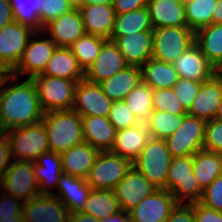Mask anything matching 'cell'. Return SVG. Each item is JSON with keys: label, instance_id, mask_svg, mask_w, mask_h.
Wrapping results in <instances>:
<instances>
[{"label": "cell", "instance_id": "obj_1", "mask_svg": "<svg viewBox=\"0 0 222 222\" xmlns=\"http://www.w3.org/2000/svg\"><path fill=\"white\" fill-rule=\"evenodd\" d=\"M43 115L32 79L0 89V132L33 125L42 121Z\"/></svg>", "mask_w": 222, "mask_h": 222}, {"label": "cell", "instance_id": "obj_2", "mask_svg": "<svg viewBox=\"0 0 222 222\" xmlns=\"http://www.w3.org/2000/svg\"><path fill=\"white\" fill-rule=\"evenodd\" d=\"M44 122L51 152L61 155L71 147L84 142L82 117L74 110L44 113Z\"/></svg>", "mask_w": 222, "mask_h": 222}, {"label": "cell", "instance_id": "obj_3", "mask_svg": "<svg viewBox=\"0 0 222 222\" xmlns=\"http://www.w3.org/2000/svg\"><path fill=\"white\" fill-rule=\"evenodd\" d=\"M172 158L165 139L150 137L132 166L157 189H166Z\"/></svg>", "mask_w": 222, "mask_h": 222}, {"label": "cell", "instance_id": "obj_4", "mask_svg": "<svg viewBox=\"0 0 222 222\" xmlns=\"http://www.w3.org/2000/svg\"><path fill=\"white\" fill-rule=\"evenodd\" d=\"M12 159L35 162L37 158L50 151L47 131L43 121L33 125L21 126L5 131Z\"/></svg>", "mask_w": 222, "mask_h": 222}, {"label": "cell", "instance_id": "obj_5", "mask_svg": "<svg viewBox=\"0 0 222 222\" xmlns=\"http://www.w3.org/2000/svg\"><path fill=\"white\" fill-rule=\"evenodd\" d=\"M31 79L44 113L72 109L78 82L49 75H36Z\"/></svg>", "mask_w": 222, "mask_h": 222}, {"label": "cell", "instance_id": "obj_6", "mask_svg": "<svg viewBox=\"0 0 222 222\" xmlns=\"http://www.w3.org/2000/svg\"><path fill=\"white\" fill-rule=\"evenodd\" d=\"M166 190L178 203L185 199L188 204L200 202L203 190L193 174V156L173 157L166 181Z\"/></svg>", "mask_w": 222, "mask_h": 222}, {"label": "cell", "instance_id": "obj_7", "mask_svg": "<svg viewBox=\"0 0 222 222\" xmlns=\"http://www.w3.org/2000/svg\"><path fill=\"white\" fill-rule=\"evenodd\" d=\"M131 167L130 160L111 151H100L85 181L91 189L113 190Z\"/></svg>", "mask_w": 222, "mask_h": 222}, {"label": "cell", "instance_id": "obj_8", "mask_svg": "<svg viewBox=\"0 0 222 222\" xmlns=\"http://www.w3.org/2000/svg\"><path fill=\"white\" fill-rule=\"evenodd\" d=\"M195 42V32L187 26L153 29L152 58L173 64Z\"/></svg>", "mask_w": 222, "mask_h": 222}, {"label": "cell", "instance_id": "obj_9", "mask_svg": "<svg viewBox=\"0 0 222 222\" xmlns=\"http://www.w3.org/2000/svg\"><path fill=\"white\" fill-rule=\"evenodd\" d=\"M206 121L185 114L182 124L165 139L172 157L193 156L203 149Z\"/></svg>", "mask_w": 222, "mask_h": 222}, {"label": "cell", "instance_id": "obj_10", "mask_svg": "<svg viewBox=\"0 0 222 222\" xmlns=\"http://www.w3.org/2000/svg\"><path fill=\"white\" fill-rule=\"evenodd\" d=\"M6 170L0 186L4 193L26 202L40 194L33 161L13 160Z\"/></svg>", "mask_w": 222, "mask_h": 222}, {"label": "cell", "instance_id": "obj_11", "mask_svg": "<svg viewBox=\"0 0 222 222\" xmlns=\"http://www.w3.org/2000/svg\"><path fill=\"white\" fill-rule=\"evenodd\" d=\"M39 32L12 21L0 29V61L11 72L19 63L29 38Z\"/></svg>", "mask_w": 222, "mask_h": 222}, {"label": "cell", "instance_id": "obj_12", "mask_svg": "<svg viewBox=\"0 0 222 222\" xmlns=\"http://www.w3.org/2000/svg\"><path fill=\"white\" fill-rule=\"evenodd\" d=\"M112 102L98 83L83 79L76 86L72 110L81 117H108Z\"/></svg>", "mask_w": 222, "mask_h": 222}, {"label": "cell", "instance_id": "obj_13", "mask_svg": "<svg viewBox=\"0 0 222 222\" xmlns=\"http://www.w3.org/2000/svg\"><path fill=\"white\" fill-rule=\"evenodd\" d=\"M70 211L53 194H39L24 202V222H68Z\"/></svg>", "mask_w": 222, "mask_h": 222}, {"label": "cell", "instance_id": "obj_14", "mask_svg": "<svg viewBox=\"0 0 222 222\" xmlns=\"http://www.w3.org/2000/svg\"><path fill=\"white\" fill-rule=\"evenodd\" d=\"M156 189L142 173L132 166L113 190L120 209L129 212Z\"/></svg>", "mask_w": 222, "mask_h": 222}, {"label": "cell", "instance_id": "obj_15", "mask_svg": "<svg viewBox=\"0 0 222 222\" xmlns=\"http://www.w3.org/2000/svg\"><path fill=\"white\" fill-rule=\"evenodd\" d=\"M178 202L166 189H156L130 210L132 222H166Z\"/></svg>", "mask_w": 222, "mask_h": 222}, {"label": "cell", "instance_id": "obj_16", "mask_svg": "<svg viewBox=\"0 0 222 222\" xmlns=\"http://www.w3.org/2000/svg\"><path fill=\"white\" fill-rule=\"evenodd\" d=\"M56 47V44L49 38L37 41H30L29 38L19 63L11 71V80H17L18 74H30L28 77L30 79L41 74Z\"/></svg>", "mask_w": 222, "mask_h": 222}, {"label": "cell", "instance_id": "obj_17", "mask_svg": "<svg viewBox=\"0 0 222 222\" xmlns=\"http://www.w3.org/2000/svg\"><path fill=\"white\" fill-rule=\"evenodd\" d=\"M222 99V76L217 72L209 80L201 82L199 92L187 114L209 121L215 119Z\"/></svg>", "mask_w": 222, "mask_h": 222}, {"label": "cell", "instance_id": "obj_18", "mask_svg": "<svg viewBox=\"0 0 222 222\" xmlns=\"http://www.w3.org/2000/svg\"><path fill=\"white\" fill-rule=\"evenodd\" d=\"M128 64L119 52L116 44L111 39H107L100 50L99 55L93 64L85 71V79L92 83H100L106 80Z\"/></svg>", "mask_w": 222, "mask_h": 222}, {"label": "cell", "instance_id": "obj_19", "mask_svg": "<svg viewBox=\"0 0 222 222\" xmlns=\"http://www.w3.org/2000/svg\"><path fill=\"white\" fill-rule=\"evenodd\" d=\"M50 33V39L57 47L69 48L86 34L79 9L57 17L44 26L43 32Z\"/></svg>", "mask_w": 222, "mask_h": 222}, {"label": "cell", "instance_id": "obj_20", "mask_svg": "<svg viewBox=\"0 0 222 222\" xmlns=\"http://www.w3.org/2000/svg\"><path fill=\"white\" fill-rule=\"evenodd\" d=\"M128 65L142 67L152 58L153 31L123 37H111Z\"/></svg>", "mask_w": 222, "mask_h": 222}, {"label": "cell", "instance_id": "obj_21", "mask_svg": "<svg viewBox=\"0 0 222 222\" xmlns=\"http://www.w3.org/2000/svg\"><path fill=\"white\" fill-rule=\"evenodd\" d=\"M173 65L180 78L197 82L207 81L217 73L195 42L177 57Z\"/></svg>", "mask_w": 222, "mask_h": 222}, {"label": "cell", "instance_id": "obj_22", "mask_svg": "<svg viewBox=\"0 0 222 222\" xmlns=\"http://www.w3.org/2000/svg\"><path fill=\"white\" fill-rule=\"evenodd\" d=\"M79 11L86 34L111 38L116 17L112 4L84 5Z\"/></svg>", "mask_w": 222, "mask_h": 222}, {"label": "cell", "instance_id": "obj_23", "mask_svg": "<svg viewBox=\"0 0 222 222\" xmlns=\"http://www.w3.org/2000/svg\"><path fill=\"white\" fill-rule=\"evenodd\" d=\"M149 138V132L143 123L117 130L111 152L133 162L140 155Z\"/></svg>", "mask_w": 222, "mask_h": 222}, {"label": "cell", "instance_id": "obj_24", "mask_svg": "<svg viewBox=\"0 0 222 222\" xmlns=\"http://www.w3.org/2000/svg\"><path fill=\"white\" fill-rule=\"evenodd\" d=\"M99 152L85 141L71 147L60 155L63 173L85 179Z\"/></svg>", "mask_w": 222, "mask_h": 222}, {"label": "cell", "instance_id": "obj_25", "mask_svg": "<svg viewBox=\"0 0 222 222\" xmlns=\"http://www.w3.org/2000/svg\"><path fill=\"white\" fill-rule=\"evenodd\" d=\"M39 75H49L76 82L85 79V72L78 60L71 49L65 47H56L44 71Z\"/></svg>", "mask_w": 222, "mask_h": 222}, {"label": "cell", "instance_id": "obj_26", "mask_svg": "<svg viewBox=\"0 0 222 222\" xmlns=\"http://www.w3.org/2000/svg\"><path fill=\"white\" fill-rule=\"evenodd\" d=\"M57 196L67 207L70 213L81 212L91 190L84 178L62 174L58 181ZM60 192V193H59Z\"/></svg>", "mask_w": 222, "mask_h": 222}, {"label": "cell", "instance_id": "obj_27", "mask_svg": "<svg viewBox=\"0 0 222 222\" xmlns=\"http://www.w3.org/2000/svg\"><path fill=\"white\" fill-rule=\"evenodd\" d=\"M82 125L85 142L99 151H111L117 130L108 117H82Z\"/></svg>", "mask_w": 222, "mask_h": 222}, {"label": "cell", "instance_id": "obj_28", "mask_svg": "<svg viewBox=\"0 0 222 222\" xmlns=\"http://www.w3.org/2000/svg\"><path fill=\"white\" fill-rule=\"evenodd\" d=\"M152 29L187 26L184 0H164L148 3Z\"/></svg>", "mask_w": 222, "mask_h": 222}, {"label": "cell", "instance_id": "obj_29", "mask_svg": "<svg viewBox=\"0 0 222 222\" xmlns=\"http://www.w3.org/2000/svg\"><path fill=\"white\" fill-rule=\"evenodd\" d=\"M142 81L141 67L128 65L112 77L98 83L102 91L112 100H124Z\"/></svg>", "mask_w": 222, "mask_h": 222}, {"label": "cell", "instance_id": "obj_30", "mask_svg": "<svg viewBox=\"0 0 222 222\" xmlns=\"http://www.w3.org/2000/svg\"><path fill=\"white\" fill-rule=\"evenodd\" d=\"M33 167L40 194H53L48 188L57 187L63 174L61 156L51 151L43 153L33 162Z\"/></svg>", "mask_w": 222, "mask_h": 222}, {"label": "cell", "instance_id": "obj_31", "mask_svg": "<svg viewBox=\"0 0 222 222\" xmlns=\"http://www.w3.org/2000/svg\"><path fill=\"white\" fill-rule=\"evenodd\" d=\"M195 43L218 71L222 66V24H209L195 31Z\"/></svg>", "mask_w": 222, "mask_h": 222}, {"label": "cell", "instance_id": "obj_32", "mask_svg": "<svg viewBox=\"0 0 222 222\" xmlns=\"http://www.w3.org/2000/svg\"><path fill=\"white\" fill-rule=\"evenodd\" d=\"M142 81L153 90L173 88L179 80L174 65L151 58L142 67Z\"/></svg>", "mask_w": 222, "mask_h": 222}, {"label": "cell", "instance_id": "obj_33", "mask_svg": "<svg viewBox=\"0 0 222 222\" xmlns=\"http://www.w3.org/2000/svg\"><path fill=\"white\" fill-rule=\"evenodd\" d=\"M193 174L202 190H205L222 174V154L199 150L193 155Z\"/></svg>", "mask_w": 222, "mask_h": 222}, {"label": "cell", "instance_id": "obj_34", "mask_svg": "<svg viewBox=\"0 0 222 222\" xmlns=\"http://www.w3.org/2000/svg\"><path fill=\"white\" fill-rule=\"evenodd\" d=\"M142 31H153L148 7L116 14L111 37H123Z\"/></svg>", "mask_w": 222, "mask_h": 222}, {"label": "cell", "instance_id": "obj_35", "mask_svg": "<svg viewBox=\"0 0 222 222\" xmlns=\"http://www.w3.org/2000/svg\"><path fill=\"white\" fill-rule=\"evenodd\" d=\"M121 211L114 190L91 189L81 212L104 219Z\"/></svg>", "mask_w": 222, "mask_h": 222}, {"label": "cell", "instance_id": "obj_36", "mask_svg": "<svg viewBox=\"0 0 222 222\" xmlns=\"http://www.w3.org/2000/svg\"><path fill=\"white\" fill-rule=\"evenodd\" d=\"M14 21L30 28L33 32H43L40 12L43 0H9Z\"/></svg>", "mask_w": 222, "mask_h": 222}, {"label": "cell", "instance_id": "obj_37", "mask_svg": "<svg viewBox=\"0 0 222 222\" xmlns=\"http://www.w3.org/2000/svg\"><path fill=\"white\" fill-rule=\"evenodd\" d=\"M152 97L153 89L141 81L124 99L140 123L146 124L152 115Z\"/></svg>", "mask_w": 222, "mask_h": 222}, {"label": "cell", "instance_id": "obj_38", "mask_svg": "<svg viewBox=\"0 0 222 222\" xmlns=\"http://www.w3.org/2000/svg\"><path fill=\"white\" fill-rule=\"evenodd\" d=\"M217 0H184L187 27L194 32L212 23Z\"/></svg>", "mask_w": 222, "mask_h": 222}, {"label": "cell", "instance_id": "obj_39", "mask_svg": "<svg viewBox=\"0 0 222 222\" xmlns=\"http://www.w3.org/2000/svg\"><path fill=\"white\" fill-rule=\"evenodd\" d=\"M106 40L100 36L85 34L69 47L84 72L96 60Z\"/></svg>", "mask_w": 222, "mask_h": 222}, {"label": "cell", "instance_id": "obj_40", "mask_svg": "<svg viewBox=\"0 0 222 222\" xmlns=\"http://www.w3.org/2000/svg\"><path fill=\"white\" fill-rule=\"evenodd\" d=\"M184 115L152 111L150 119L145 124L150 137L166 139L182 124Z\"/></svg>", "mask_w": 222, "mask_h": 222}, {"label": "cell", "instance_id": "obj_41", "mask_svg": "<svg viewBox=\"0 0 222 222\" xmlns=\"http://www.w3.org/2000/svg\"><path fill=\"white\" fill-rule=\"evenodd\" d=\"M153 111H165L171 114H187L179 102L173 88L153 90Z\"/></svg>", "mask_w": 222, "mask_h": 222}, {"label": "cell", "instance_id": "obj_42", "mask_svg": "<svg viewBox=\"0 0 222 222\" xmlns=\"http://www.w3.org/2000/svg\"><path fill=\"white\" fill-rule=\"evenodd\" d=\"M108 120L116 130L133 127L140 123L138 118L128 108L124 100L112 102Z\"/></svg>", "mask_w": 222, "mask_h": 222}, {"label": "cell", "instance_id": "obj_43", "mask_svg": "<svg viewBox=\"0 0 222 222\" xmlns=\"http://www.w3.org/2000/svg\"><path fill=\"white\" fill-rule=\"evenodd\" d=\"M203 149L222 154V120L206 121Z\"/></svg>", "mask_w": 222, "mask_h": 222}, {"label": "cell", "instance_id": "obj_44", "mask_svg": "<svg viewBox=\"0 0 222 222\" xmlns=\"http://www.w3.org/2000/svg\"><path fill=\"white\" fill-rule=\"evenodd\" d=\"M200 85L201 82L179 78V80L173 87L175 95L186 111H188L191 107L193 100L199 92Z\"/></svg>", "mask_w": 222, "mask_h": 222}, {"label": "cell", "instance_id": "obj_45", "mask_svg": "<svg viewBox=\"0 0 222 222\" xmlns=\"http://www.w3.org/2000/svg\"><path fill=\"white\" fill-rule=\"evenodd\" d=\"M40 22L44 27L50 21L72 10L67 0H43Z\"/></svg>", "mask_w": 222, "mask_h": 222}, {"label": "cell", "instance_id": "obj_46", "mask_svg": "<svg viewBox=\"0 0 222 222\" xmlns=\"http://www.w3.org/2000/svg\"><path fill=\"white\" fill-rule=\"evenodd\" d=\"M200 203L208 208L222 212V174L203 190Z\"/></svg>", "mask_w": 222, "mask_h": 222}, {"label": "cell", "instance_id": "obj_47", "mask_svg": "<svg viewBox=\"0 0 222 222\" xmlns=\"http://www.w3.org/2000/svg\"><path fill=\"white\" fill-rule=\"evenodd\" d=\"M0 198V217L23 216V201L4 192Z\"/></svg>", "mask_w": 222, "mask_h": 222}, {"label": "cell", "instance_id": "obj_48", "mask_svg": "<svg viewBox=\"0 0 222 222\" xmlns=\"http://www.w3.org/2000/svg\"><path fill=\"white\" fill-rule=\"evenodd\" d=\"M166 222H195L194 203H177L170 212Z\"/></svg>", "mask_w": 222, "mask_h": 222}, {"label": "cell", "instance_id": "obj_49", "mask_svg": "<svg viewBox=\"0 0 222 222\" xmlns=\"http://www.w3.org/2000/svg\"><path fill=\"white\" fill-rule=\"evenodd\" d=\"M194 219L195 222H222V212L196 202L194 203Z\"/></svg>", "mask_w": 222, "mask_h": 222}, {"label": "cell", "instance_id": "obj_50", "mask_svg": "<svg viewBox=\"0 0 222 222\" xmlns=\"http://www.w3.org/2000/svg\"><path fill=\"white\" fill-rule=\"evenodd\" d=\"M10 144L5 132H0V182L4 177L6 170L11 165Z\"/></svg>", "mask_w": 222, "mask_h": 222}, {"label": "cell", "instance_id": "obj_51", "mask_svg": "<svg viewBox=\"0 0 222 222\" xmlns=\"http://www.w3.org/2000/svg\"><path fill=\"white\" fill-rule=\"evenodd\" d=\"M112 6L116 14H122L147 7V0H113Z\"/></svg>", "mask_w": 222, "mask_h": 222}, {"label": "cell", "instance_id": "obj_52", "mask_svg": "<svg viewBox=\"0 0 222 222\" xmlns=\"http://www.w3.org/2000/svg\"><path fill=\"white\" fill-rule=\"evenodd\" d=\"M14 21L9 0H0V29Z\"/></svg>", "mask_w": 222, "mask_h": 222}, {"label": "cell", "instance_id": "obj_53", "mask_svg": "<svg viewBox=\"0 0 222 222\" xmlns=\"http://www.w3.org/2000/svg\"><path fill=\"white\" fill-rule=\"evenodd\" d=\"M100 222H132V221L129 213L121 210L114 215H111L104 219H100Z\"/></svg>", "mask_w": 222, "mask_h": 222}, {"label": "cell", "instance_id": "obj_54", "mask_svg": "<svg viewBox=\"0 0 222 222\" xmlns=\"http://www.w3.org/2000/svg\"><path fill=\"white\" fill-rule=\"evenodd\" d=\"M68 222H100V220L83 212H75L70 213Z\"/></svg>", "mask_w": 222, "mask_h": 222}, {"label": "cell", "instance_id": "obj_55", "mask_svg": "<svg viewBox=\"0 0 222 222\" xmlns=\"http://www.w3.org/2000/svg\"><path fill=\"white\" fill-rule=\"evenodd\" d=\"M212 24H222V0H217V3L212 12Z\"/></svg>", "mask_w": 222, "mask_h": 222}, {"label": "cell", "instance_id": "obj_56", "mask_svg": "<svg viewBox=\"0 0 222 222\" xmlns=\"http://www.w3.org/2000/svg\"><path fill=\"white\" fill-rule=\"evenodd\" d=\"M0 222H24L23 216L0 217Z\"/></svg>", "mask_w": 222, "mask_h": 222}, {"label": "cell", "instance_id": "obj_57", "mask_svg": "<svg viewBox=\"0 0 222 222\" xmlns=\"http://www.w3.org/2000/svg\"><path fill=\"white\" fill-rule=\"evenodd\" d=\"M72 9H80L84 6V0H67Z\"/></svg>", "mask_w": 222, "mask_h": 222}, {"label": "cell", "instance_id": "obj_58", "mask_svg": "<svg viewBox=\"0 0 222 222\" xmlns=\"http://www.w3.org/2000/svg\"><path fill=\"white\" fill-rule=\"evenodd\" d=\"M113 0H84V5L92 4H112Z\"/></svg>", "mask_w": 222, "mask_h": 222}, {"label": "cell", "instance_id": "obj_59", "mask_svg": "<svg viewBox=\"0 0 222 222\" xmlns=\"http://www.w3.org/2000/svg\"><path fill=\"white\" fill-rule=\"evenodd\" d=\"M11 78V73H0V88Z\"/></svg>", "mask_w": 222, "mask_h": 222}, {"label": "cell", "instance_id": "obj_60", "mask_svg": "<svg viewBox=\"0 0 222 222\" xmlns=\"http://www.w3.org/2000/svg\"><path fill=\"white\" fill-rule=\"evenodd\" d=\"M215 119L222 120V99H221V102L219 103L218 110L215 115Z\"/></svg>", "mask_w": 222, "mask_h": 222}, {"label": "cell", "instance_id": "obj_61", "mask_svg": "<svg viewBox=\"0 0 222 222\" xmlns=\"http://www.w3.org/2000/svg\"><path fill=\"white\" fill-rule=\"evenodd\" d=\"M0 73H11L0 61Z\"/></svg>", "mask_w": 222, "mask_h": 222}, {"label": "cell", "instance_id": "obj_62", "mask_svg": "<svg viewBox=\"0 0 222 222\" xmlns=\"http://www.w3.org/2000/svg\"><path fill=\"white\" fill-rule=\"evenodd\" d=\"M158 1H164V0H147V3L158 2Z\"/></svg>", "mask_w": 222, "mask_h": 222}, {"label": "cell", "instance_id": "obj_63", "mask_svg": "<svg viewBox=\"0 0 222 222\" xmlns=\"http://www.w3.org/2000/svg\"><path fill=\"white\" fill-rule=\"evenodd\" d=\"M219 74H222V66L221 68L217 71Z\"/></svg>", "mask_w": 222, "mask_h": 222}]
</instances>
